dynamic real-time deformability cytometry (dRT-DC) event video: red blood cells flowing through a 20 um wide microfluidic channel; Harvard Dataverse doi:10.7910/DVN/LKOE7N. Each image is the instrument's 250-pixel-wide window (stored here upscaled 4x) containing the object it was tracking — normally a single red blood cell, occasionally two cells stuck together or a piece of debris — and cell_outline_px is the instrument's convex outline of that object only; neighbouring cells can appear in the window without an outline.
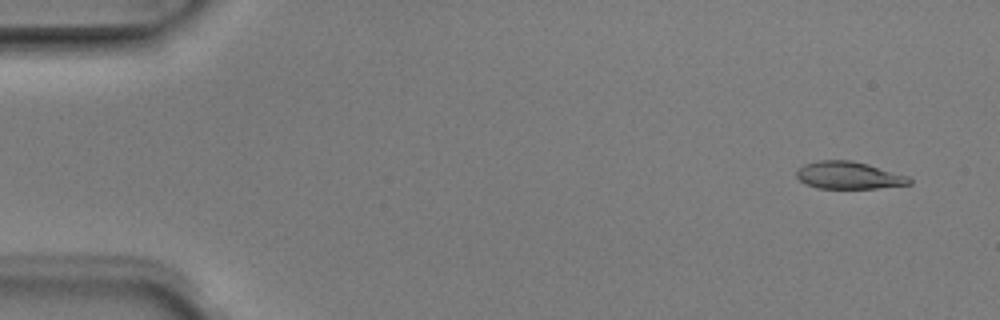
{"species": "Egyptian fruit bat (a non-hibernating species)", "species_latin": "Rousettus aegyptiacus", "temperature_condition": "room temperature", "stored_images_in_passage": 4, "camera_frame_rate_fps": 3000, "um_per_image_px": 0.085, "animal": {"sex": "male"}, "frame": {"image": 1, "passage_image": 1, "time_ms": 0.0, "image_size_px": [1000, 320], "cell_outline_px": [[912, 184], [876, 188], [816, 188], [804, 184], [796, 176], [796, 172], [804, 164], [816, 160], [852, 160], [868, 164], [908, 176], [912, 180]], "centroid_in_image_um": [72.13, 14.9], "position_along_channel_um": 12.9, "area_um2": 18.03}}
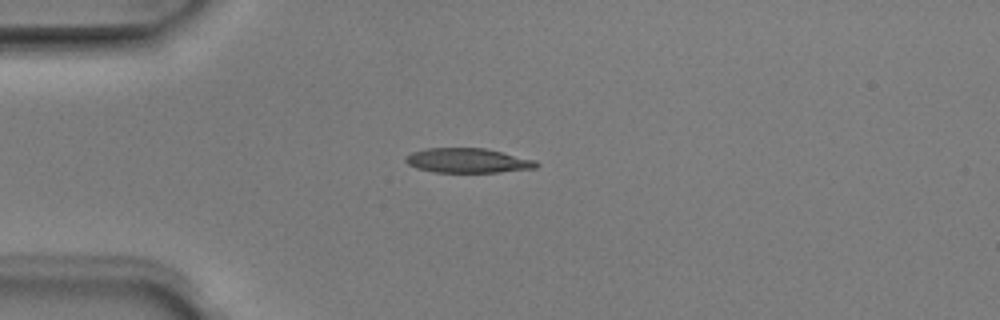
{"frame": {"image": 2, "passage_image": 4, "time_ms": 1.0, "image_size_px": [1000, 320], "cell_outline_px": [[540, 164], [536, 168], [496, 172], [432, 172], [416, 168], [408, 164], [404, 160], [404, 156], [412, 152], [428, 148], [484, 148], [536, 160]], "centroid_in_image_um": [39.73, 13.65], "position_along_channel_um": 45.3, "area_um2": 18.73}}